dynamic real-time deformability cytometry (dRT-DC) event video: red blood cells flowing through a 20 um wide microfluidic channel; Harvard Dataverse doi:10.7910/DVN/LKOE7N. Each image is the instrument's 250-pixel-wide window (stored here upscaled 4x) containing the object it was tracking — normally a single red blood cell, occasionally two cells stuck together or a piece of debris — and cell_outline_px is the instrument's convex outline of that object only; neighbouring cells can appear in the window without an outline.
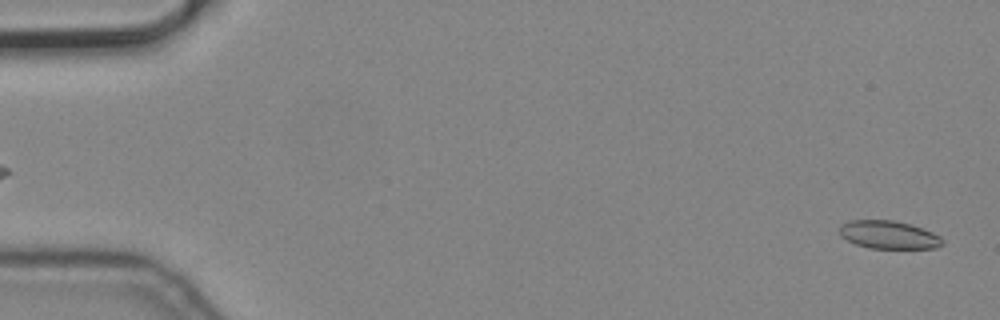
{"species": "common noctule bat (a hibernating species)", "species_latin": "Nyctalus noctula", "temperature_condition": "cold", "stored_images_in_passage": 4, "camera_frame_rate_fps": 3000, "um_per_image_px": 0.085, "animal": {"sex": "male", "body_mass_g": 19.2, "forearm_length_mm": 51.8}, "frame": {"image": 1, "passage_image": 4, "time_ms": 1.0, "image_size_px": [1000, 320], "cell_outline_px": [[944, 244], [936, 248], [868, 248], [856, 244], [840, 236], [840, 224], [848, 220], [892, 220], [912, 224], [932, 232], [940, 236], [944, 240]], "centroid_in_image_um": [75.54, 19.95], "position_along_channel_um": 9.5, "area_um2": 16.94}}